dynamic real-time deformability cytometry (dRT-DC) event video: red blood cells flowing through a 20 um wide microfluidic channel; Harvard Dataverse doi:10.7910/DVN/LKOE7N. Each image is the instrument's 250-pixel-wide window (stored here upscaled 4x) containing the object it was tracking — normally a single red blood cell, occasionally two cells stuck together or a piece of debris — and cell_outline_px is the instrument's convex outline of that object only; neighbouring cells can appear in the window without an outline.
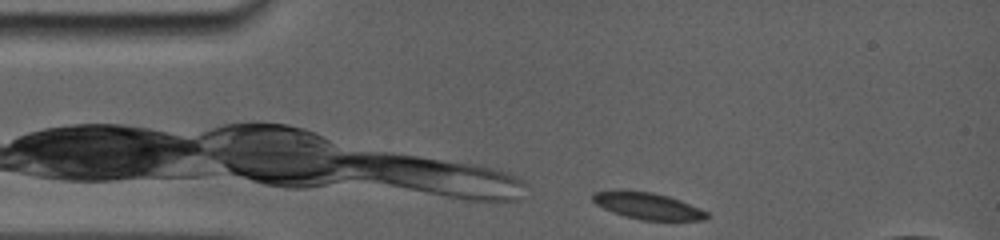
{"species": "common noctule bat (a hibernating species)", "species_latin": "Nyctalus noctula", "temperature_condition": "room temperature", "stored_images_in_passage": 36, "camera_frame_rate_fps": 5000, "um_per_image_px": 0.085, "animal": {"sex": "female", "body_mass_g": 19.0, "forearm_length_mm": 56.7}, "frame": {"image": 1, "passage_image": 2, "time_ms": 0.2, "image_size_px": [1000, 240], "cell_outline_px": [[712, 216], [704, 220], [640, 220], [624, 216], [604, 208], [596, 204], [592, 200], [592, 192], [620, 188], [652, 192], [668, 196], [680, 200], [700, 208], [708, 212]], "centroid_in_image_um": [55.03, 17.47], "position_along_channel_um": 30.0, "area_um2": 18.15}}
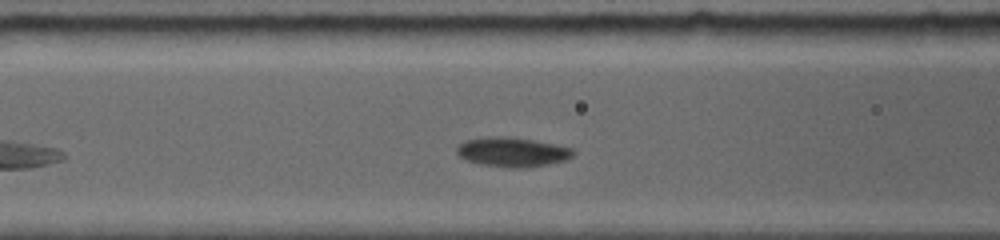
{"frame": {"image": 2, "passage_image": 21, "time_ms": 3.8, "image_size_px": [1000, 240], "cell_outline_px": [[576, 152], [572, 156], [564, 160], [548, 164], [524, 168], [512, 168], [480, 164], [464, 160], [456, 152], [456, 148], [464, 140], [488, 136], [508, 136], [556, 144], [572, 148]], "centroid_in_image_um": [43.52, 12.91], "position_along_channel_um": 123.1, "area_um2": 20.11}}
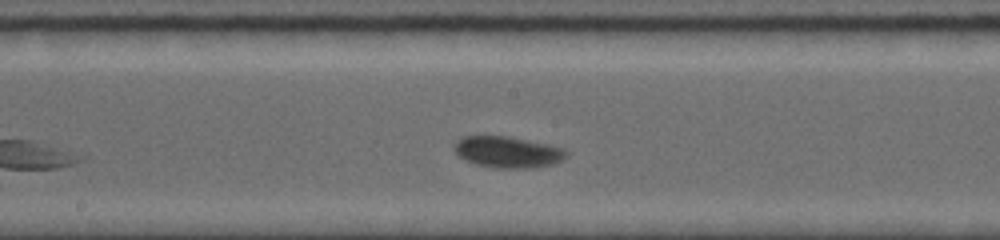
{"frame": {"image": 3, "passage_image": 28, "time_ms": 6.0, "image_size_px": [1000, 240], "cell_outline_px": [[568, 156], [552, 164], [532, 168], [496, 168], [476, 164], [464, 160], [452, 148], [452, 144], [456, 140], [464, 136], [508, 136], [548, 144], [564, 148], [568, 152]], "centroid_in_image_um": [43.13, 12.92], "position_along_channel_um": 205.1, "area_um2": 20.58}}